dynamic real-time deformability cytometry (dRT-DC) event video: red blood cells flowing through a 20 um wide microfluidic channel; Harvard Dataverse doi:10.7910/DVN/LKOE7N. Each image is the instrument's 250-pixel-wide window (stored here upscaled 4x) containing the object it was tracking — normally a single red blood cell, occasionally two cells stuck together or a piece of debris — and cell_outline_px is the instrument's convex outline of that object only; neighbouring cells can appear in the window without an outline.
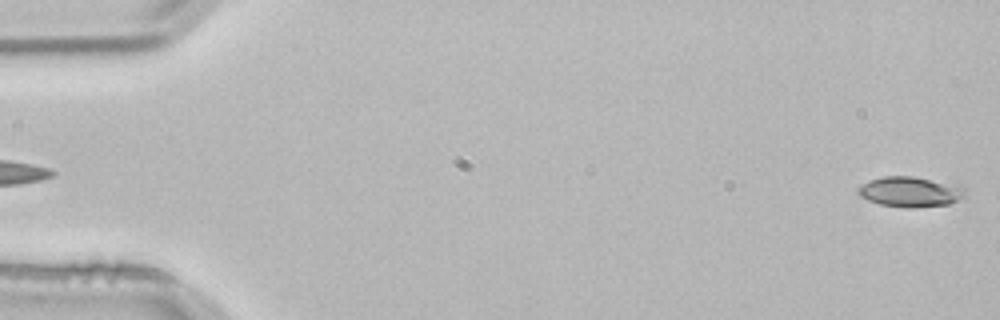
{"species": "common noctule bat (a hibernating species)", "species_latin": "Nyctalus noctula", "temperature_condition": "room temperature", "stored_images_in_passage": 4, "segment_of_instrument_passage": [2, 2], "camera_frame_rate_fps": 3000, "um_per_image_px": 0.085, "animal": {"sex": "male", "body_mass_g": 21.5, "forearm_length_mm": 52.0}, "frame": {"image": 1, "passage_image": 4, "time_ms": 1.0, "image_size_px": [1000, 320], "cell_outline_px": [[964, 196], [948, 204], [912, 208], [908, 208], [880, 204], [868, 200], [860, 196], [856, 192], [856, 188], [868, 180], [884, 176], [912, 176], [960, 184], [964, 188]], "centroid_in_image_um": [77.34, 16.28], "position_along_channel_um": 7.7, "area_um2": 19.02}}